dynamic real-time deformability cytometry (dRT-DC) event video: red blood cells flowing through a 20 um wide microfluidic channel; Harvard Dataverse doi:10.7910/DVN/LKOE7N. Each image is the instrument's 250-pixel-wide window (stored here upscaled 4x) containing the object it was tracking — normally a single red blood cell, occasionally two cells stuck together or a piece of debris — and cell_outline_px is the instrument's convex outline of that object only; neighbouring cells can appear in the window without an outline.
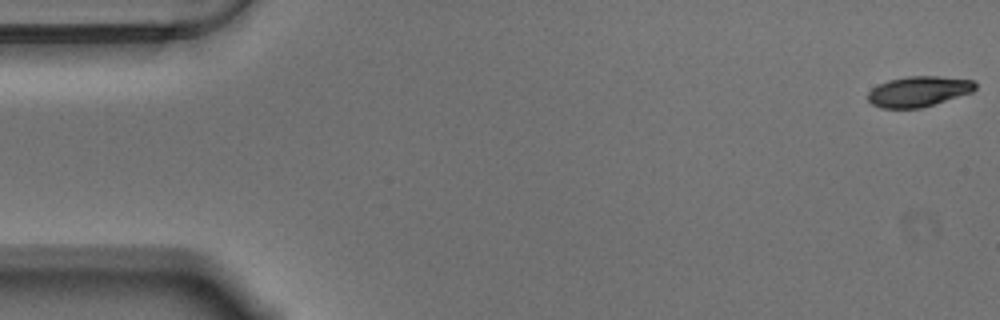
{"species": "Egyptian fruit bat (a non-hibernating species)", "species_latin": "Rousettus aegyptiacus", "temperature_condition": "warm", "stored_images_in_passage": 57, "camera_frame_rate_fps": 3000, "um_per_image_px": 0.085, "animal": {"sex": "male"}, "frame": {"image": 1, "passage_image": 1, "time_ms": 0.0, "image_size_px": [1000, 320], "cell_outline_px": [[976, 88], [972, 92], [920, 108], [880, 108], [872, 104], [868, 100], [868, 92], [872, 88], [888, 80], [908, 76], [940, 76], [972, 80], [976, 84]], "centroid_in_image_um": [78.06, 7.77], "position_along_channel_um": 6.9, "area_um2": 18.9}}
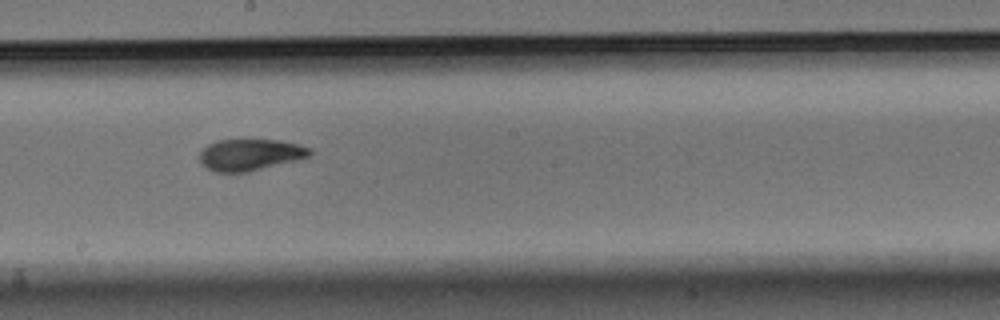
{"frame": {"image": 2, "passage_image": 31, "time_ms": 10.0, "image_size_px": [1000, 320], "cell_outline_px": [[312, 156], [248, 172], [216, 172], [200, 164], [200, 152], [208, 144], [220, 140], [240, 136], [280, 140], [312, 148]], "centroid_in_image_um": [21.26, 13.1], "position_along_channel_um": 226.9, "area_um2": 21.04}}
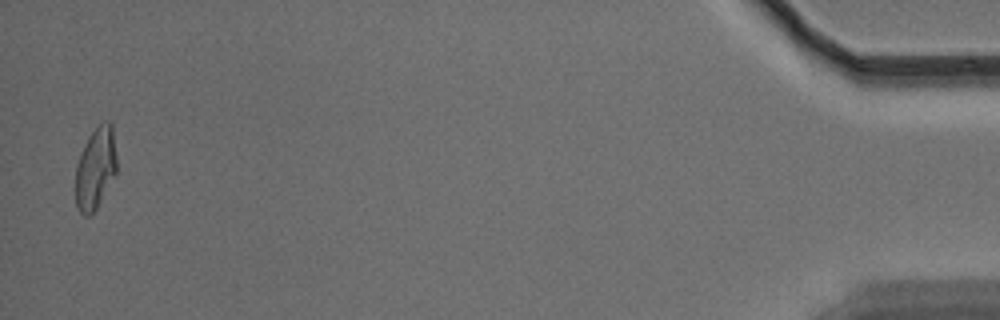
{"frame": {"image": 3, "passage_image": 56, "time_ms": 18.333, "image_size_px": [1000, 320], "cell_outline_px": [[116, 172], [96, 208], [88, 216], [84, 216], [76, 208], [76, 164], [80, 152], [88, 136], [100, 120], [108, 120], [112, 124], [116, 156]], "centroid_in_image_um": [8.1, 14.23], "position_along_channel_um": 427.1, "area_um2": 19.71}, "authors_computed_cell_mechanics": {"area_um2": 20.3456, "velocity_mm_per_s": 3.5246, "shape_relaxation_time_tau1_ms": 3.4687, "shape_relaxation_time_tau2_ms": 1.9228, "deformation_change_tau1": 0.1625, "deformation_change_tau2": 0.0749}}